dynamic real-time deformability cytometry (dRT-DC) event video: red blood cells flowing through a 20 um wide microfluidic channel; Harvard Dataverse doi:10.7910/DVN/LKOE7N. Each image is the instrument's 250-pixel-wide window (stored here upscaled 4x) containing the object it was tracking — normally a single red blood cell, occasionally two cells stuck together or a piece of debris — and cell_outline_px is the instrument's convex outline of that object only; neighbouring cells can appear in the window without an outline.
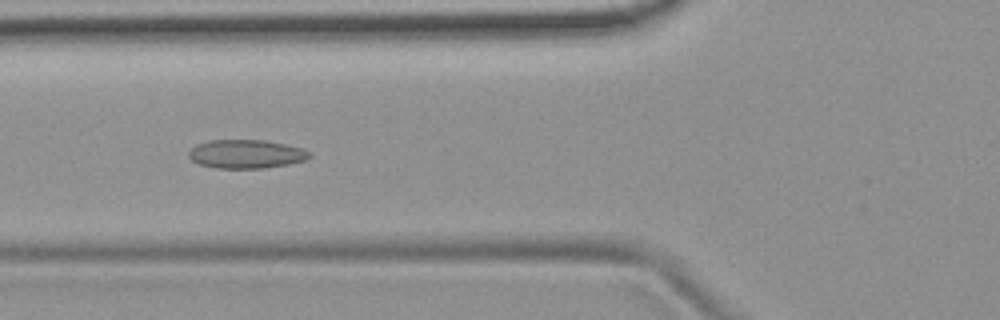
{"species": "common noctule bat (a hibernating species)", "species_latin": "Nyctalus noctula", "temperature_condition": "room temperature", "stored_images_in_passage": 53, "camera_frame_rate_fps": 3000, "um_per_image_px": 0.085, "animal": {"sex": "female", "body_mass_g": 19.9}, "frame": {"image": 1, "passage_image": 20, "time_ms": 6.333, "image_size_px": [1000, 320], "cell_outline_px": [[312, 156], [304, 160], [288, 164], [264, 168], [212, 168], [200, 164], [192, 160], [188, 156], [188, 152], [196, 144], [208, 140], [264, 140], [284, 144], [300, 148], [308, 152]], "centroid_in_image_um": [20.87, 13.09], "position_along_channel_um": 104.9, "area_um2": 20.06}}
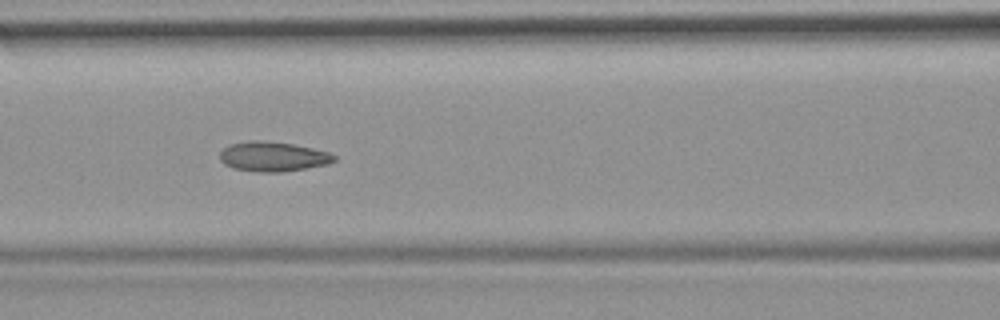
{"frame": {"image": 2, "passage_image": 23, "time_ms": 7.333, "image_size_px": [1000, 320], "cell_outline_px": [[336, 160], [328, 164], [280, 172], [256, 172], [232, 168], [224, 164], [220, 160], [220, 152], [228, 144], [248, 140], [260, 140], [292, 144], [312, 148], [328, 152], [336, 156]], "centroid_in_image_um": [23.16, 13.3], "position_along_channel_um": 143.4, "area_um2": 19.83}}
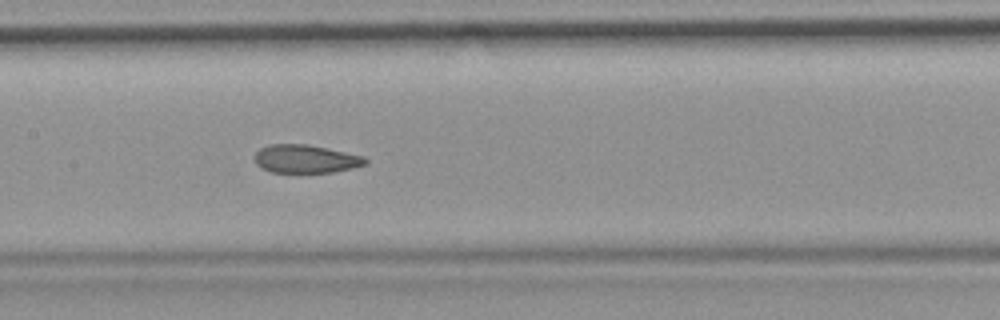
{"frame": {"image": 3, "passage_image": 26, "time_ms": 8.333, "image_size_px": [1000, 320], "cell_outline_px": [[368, 164], [352, 168], [332, 172], [272, 172], [256, 164], [256, 152], [260, 148], [268, 144], [308, 144], [364, 156], [368, 160]], "centroid_in_image_um": [26.01, 13.5], "position_along_channel_um": 181.4, "area_um2": 18.09}, "authors_computed_cell_mechanics": {"area_um2": 19.7676, "velocity_mm_per_s": 3.8173, "shape_relaxation_time_tau1_ms": null, "shape_relaxation_time_tau2_ms": 1.2907, "deformation_change_tau1": null, "deformation_change_tau2": 0.0732}}